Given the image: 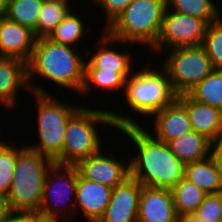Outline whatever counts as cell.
<instances>
[{
  "label": "cell",
  "instance_id": "ba28073f",
  "mask_svg": "<svg viewBox=\"0 0 222 222\" xmlns=\"http://www.w3.org/2000/svg\"><path fill=\"white\" fill-rule=\"evenodd\" d=\"M165 52L170 55L163 65L177 95L188 94L215 70L202 46L178 47Z\"/></svg>",
  "mask_w": 222,
  "mask_h": 222
},
{
  "label": "cell",
  "instance_id": "7a4b0ae2",
  "mask_svg": "<svg viewBox=\"0 0 222 222\" xmlns=\"http://www.w3.org/2000/svg\"><path fill=\"white\" fill-rule=\"evenodd\" d=\"M75 48L56 43L48 37L36 39L27 62V79L32 93L47 94L42 87L31 84L36 75L54 82L56 87L81 92L84 84L85 60ZM34 76V77H33Z\"/></svg>",
  "mask_w": 222,
  "mask_h": 222
},
{
  "label": "cell",
  "instance_id": "52a82bcc",
  "mask_svg": "<svg viewBox=\"0 0 222 222\" xmlns=\"http://www.w3.org/2000/svg\"><path fill=\"white\" fill-rule=\"evenodd\" d=\"M37 98V127L39 141L29 146L54 161L61 153L64 145L65 129L70 116L79 106L60 102L50 94L33 93Z\"/></svg>",
  "mask_w": 222,
  "mask_h": 222
},
{
  "label": "cell",
  "instance_id": "8fae6325",
  "mask_svg": "<svg viewBox=\"0 0 222 222\" xmlns=\"http://www.w3.org/2000/svg\"><path fill=\"white\" fill-rule=\"evenodd\" d=\"M141 188L131 176L112 188L109 204L98 222H137Z\"/></svg>",
  "mask_w": 222,
  "mask_h": 222
},
{
  "label": "cell",
  "instance_id": "3957f363",
  "mask_svg": "<svg viewBox=\"0 0 222 222\" xmlns=\"http://www.w3.org/2000/svg\"><path fill=\"white\" fill-rule=\"evenodd\" d=\"M117 115L115 112L79 107L71 116L65 129L62 153L54 160L61 165H77L81 160L96 154L100 150V137L97 124H106L113 128L140 125L135 118ZM97 123V124H96Z\"/></svg>",
  "mask_w": 222,
  "mask_h": 222
},
{
  "label": "cell",
  "instance_id": "ffe728a7",
  "mask_svg": "<svg viewBox=\"0 0 222 222\" xmlns=\"http://www.w3.org/2000/svg\"><path fill=\"white\" fill-rule=\"evenodd\" d=\"M184 177L207 194L222 192V172L209 155L185 165Z\"/></svg>",
  "mask_w": 222,
  "mask_h": 222
},
{
  "label": "cell",
  "instance_id": "836d02e7",
  "mask_svg": "<svg viewBox=\"0 0 222 222\" xmlns=\"http://www.w3.org/2000/svg\"><path fill=\"white\" fill-rule=\"evenodd\" d=\"M178 222H205L196 213H188L178 216Z\"/></svg>",
  "mask_w": 222,
  "mask_h": 222
},
{
  "label": "cell",
  "instance_id": "5bb4252c",
  "mask_svg": "<svg viewBox=\"0 0 222 222\" xmlns=\"http://www.w3.org/2000/svg\"><path fill=\"white\" fill-rule=\"evenodd\" d=\"M112 188L99 182L83 178L78 171L75 203L72 209L81 210V213L90 222H98L109 204ZM77 206V207H76ZM75 207V208H74Z\"/></svg>",
  "mask_w": 222,
  "mask_h": 222
},
{
  "label": "cell",
  "instance_id": "e0dca14e",
  "mask_svg": "<svg viewBox=\"0 0 222 222\" xmlns=\"http://www.w3.org/2000/svg\"><path fill=\"white\" fill-rule=\"evenodd\" d=\"M29 91L27 63L21 59L0 57V104L13 108L22 88Z\"/></svg>",
  "mask_w": 222,
  "mask_h": 222
},
{
  "label": "cell",
  "instance_id": "e575fe53",
  "mask_svg": "<svg viewBox=\"0 0 222 222\" xmlns=\"http://www.w3.org/2000/svg\"><path fill=\"white\" fill-rule=\"evenodd\" d=\"M1 222H25V214L8 213Z\"/></svg>",
  "mask_w": 222,
  "mask_h": 222
},
{
  "label": "cell",
  "instance_id": "277c9868",
  "mask_svg": "<svg viewBox=\"0 0 222 222\" xmlns=\"http://www.w3.org/2000/svg\"><path fill=\"white\" fill-rule=\"evenodd\" d=\"M53 163L38 151L23 146L17 153L13 180L5 198L9 213L38 214L44 181Z\"/></svg>",
  "mask_w": 222,
  "mask_h": 222
},
{
  "label": "cell",
  "instance_id": "4dcf8cb0",
  "mask_svg": "<svg viewBox=\"0 0 222 222\" xmlns=\"http://www.w3.org/2000/svg\"><path fill=\"white\" fill-rule=\"evenodd\" d=\"M195 213L205 222H220L222 217V192L207 194Z\"/></svg>",
  "mask_w": 222,
  "mask_h": 222
},
{
  "label": "cell",
  "instance_id": "cb8c5ba5",
  "mask_svg": "<svg viewBox=\"0 0 222 222\" xmlns=\"http://www.w3.org/2000/svg\"><path fill=\"white\" fill-rule=\"evenodd\" d=\"M132 74L131 72H108L102 69H85L84 84L79 94L87 95L92 87L114 91L121 89L125 85V80ZM94 84V85H93ZM93 85V86H92Z\"/></svg>",
  "mask_w": 222,
  "mask_h": 222
},
{
  "label": "cell",
  "instance_id": "5b68a950",
  "mask_svg": "<svg viewBox=\"0 0 222 222\" xmlns=\"http://www.w3.org/2000/svg\"><path fill=\"white\" fill-rule=\"evenodd\" d=\"M166 7V0H133L104 29L120 43H140L151 48L157 42Z\"/></svg>",
  "mask_w": 222,
  "mask_h": 222
},
{
  "label": "cell",
  "instance_id": "d6a6232c",
  "mask_svg": "<svg viewBox=\"0 0 222 222\" xmlns=\"http://www.w3.org/2000/svg\"><path fill=\"white\" fill-rule=\"evenodd\" d=\"M210 156L222 172V133L210 143Z\"/></svg>",
  "mask_w": 222,
  "mask_h": 222
},
{
  "label": "cell",
  "instance_id": "74e56055",
  "mask_svg": "<svg viewBox=\"0 0 222 222\" xmlns=\"http://www.w3.org/2000/svg\"><path fill=\"white\" fill-rule=\"evenodd\" d=\"M9 0H0V16L3 17L6 14Z\"/></svg>",
  "mask_w": 222,
  "mask_h": 222
},
{
  "label": "cell",
  "instance_id": "603a6c76",
  "mask_svg": "<svg viewBox=\"0 0 222 222\" xmlns=\"http://www.w3.org/2000/svg\"><path fill=\"white\" fill-rule=\"evenodd\" d=\"M175 210L178 216L195 213L207 193L183 177L172 189Z\"/></svg>",
  "mask_w": 222,
  "mask_h": 222
},
{
  "label": "cell",
  "instance_id": "1f68e13d",
  "mask_svg": "<svg viewBox=\"0 0 222 222\" xmlns=\"http://www.w3.org/2000/svg\"><path fill=\"white\" fill-rule=\"evenodd\" d=\"M106 15L107 27L121 14L133 0H93Z\"/></svg>",
  "mask_w": 222,
  "mask_h": 222
},
{
  "label": "cell",
  "instance_id": "f1b7e54d",
  "mask_svg": "<svg viewBox=\"0 0 222 222\" xmlns=\"http://www.w3.org/2000/svg\"><path fill=\"white\" fill-rule=\"evenodd\" d=\"M215 69H222V19L207 25L201 45Z\"/></svg>",
  "mask_w": 222,
  "mask_h": 222
},
{
  "label": "cell",
  "instance_id": "4fadbf2b",
  "mask_svg": "<svg viewBox=\"0 0 222 222\" xmlns=\"http://www.w3.org/2000/svg\"><path fill=\"white\" fill-rule=\"evenodd\" d=\"M137 222H178L172 191L142 186Z\"/></svg>",
  "mask_w": 222,
  "mask_h": 222
},
{
  "label": "cell",
  "instance_id": "2e32d148",
  "mask_svg": "<svg viewBox=\"0 0 222 222\" xmlns=\"http://www.w3.org/2000/svg\"><path fill=\"white\" fill-rule=\"evenodd\" d=\"M177 99L186 107L192 130L210 141L222 133V110L200 103L189 94L178 95Z\"/></svg>",
  "mask_w": 222,
  "mask_h": 222
},
{
  "label": "cell",
  "instance_id": "4316f807",
  "mask_svg": "<svg viewBox=\"0 0 222 222\" xmlns=\"http://www.w3.org/2000/svg\"><path fill=\"white\" fill-rule=\"evenodd\" d=\"M43 0H9L5 16L34 31Z\"/></svg>",
  "mask_w": 222,
  "mask_h": 222
},
{
  "label": "cell",
  "instance_id": "8d00e7d4",
  "mask_svg": "<svg viewBox=\"0 0 222 222\" xmlns=\"http://www.w3.org/2000/svg\"><path fill=\"white\" fill-rule=\"evenodd\" d=\"M6 201L4 198L0 197V222L3 220V218L8 214Z\"/></svg>",
  "mask_w": 222,
  "mask_h": 222
},
{
  "label": "cell",
  "instance_id": "7402d4cb",
  "mask_svg": "<svg viewBox=\"0 0 222 222\" xmlns=\"http://www.w3.org/2000/svg\"><path fill=\"white\" fill-rule=\"evenodd\" d=\"M69 0H43L36 24V38L49 37L71 11Z\"/></svg>",
  "mask_w": 222,
  "mask_h": 222
},
{
  "label": "cell",
  "instance_id": "d4e9b609",
  "mask_svg": "<svg viewBox=\"0 0 222 222\" xmlns=\"http://www.w3.org/2000/svg\"><path fill=\"white\" fill-rule=\"evenodd\" d=\"M188 94L200 103L222 110V70L215 69Z\"/></svg>",
  "mask_w": 222,
  "mask_h": 222
},
{
  "label": "cell",
  "instance_id": "d6986e66",
  "mask_svg": "<svg viewBox=\"0 0 222 222\" xmlns=\"http://www.w3.org/2000/svg\"><path fill=\"white\" fill-rule=\"evenodd\" d=\"M102 38L100 37L101 46L98 45L99 51H95L88 62L85 61V69H102L108 72H131V56L129 52H117L111 49L110 44L119 40L110 36L105 30ZM110 43V44H109ZM110 46V48L108 47ZM129 53V54H128Z\"/></svg>",
  "mask_w": 222,
  "mask_h": 222
},
{
  "label": "cell",
  "instance_id": "f35d334b",
  "mask_svg": "<svg viewBox=\"0 0 222 222\" xmlns=\"http://www.w3.org/2000/svg\"><path fill=\"white\" fill-rule=\"evenodd\" d=\"M4 143H3V141L2 140H0V147L3 145Z\"/></svg>",
  "mask_w": 222,
  "mask_h": 222
},
{
  "label": "cell",
  "instance_id": "6da1fadb",
  "mask_svg": "<svg viewBox=\"0 0 222 222\" xmlns=\"http://www.w3.org/2000/svg\"><path fill=\"white\" fill-rule=\"evenodd\" d=\"M120 130L137 148V156L129 161V176L142 186L171 190L184 177L185 165L172 153L168 143L156 139L141 125Z\"/></svg>",
  "mask_w": 222,
  "mask_h": 222
},
{
  "label": "cell",
  "instance_id": "83f0119b",
  "mask_svg": "<svg viewBox=\"0 0 222 222\" xmlns=\"http://www.w3.org/2000/svg\"><path fill=\"white\" fill-rule=\"evenodd\" d=\"M84 28H86L84 27V22L72 10L58 24L48 38L59 44L76 47L74 44L84 39Z\"/></svg>",
  "mask_w": 222,
  "mask_h": 222
},
{
  "label": "cell",
  "instance_id": "8992f818",
  "mask_svg": "<svg viewBox=\"0 0 222 222\" xmlns=\"http://www.w3.org/2000/svg\"><path fill=\"white\" fill-rule=\"evenodd\" d=\"M142 68L125 80L127 105L139 115L153 116L178 97L165 68L161 71ZM162 72V73H161Z\"/></svg>",
  "mask_w": 222,
  "mask_h": 222
},
{
  "label": "cell",
  "instance_id": "9a60e30c",
  "mask_svg": "<svg viewBox=\"0 0 222 222\" xmlns=\"http://www.w3.org/2000/svg\"><path fill=\"white\" fill-rule=\"evenodd\" d=\"M36 39L31 29L6 16L0 18V57L17 58L27 63Z\"/></svg>",
  "mask_w": 222,
  "mask_h": 222
},
{
  "label": "cell",
  "instance_id": "30bf717a",
  "mask_svg": "<svg viewBox=\"0 0 222 222\" xmlns=\"http://www.w3.org/2000/svg\"><path fill=\"white\" fill-rule=\"evenodd\" d=\"M206 27L203 20L166 7L157 42L150 49L159 53L160 49L201 46Z\"/></svg>",
  "mask_w": 222,
  "mask_h": 222
},
{
  "label": "cell",
  "instance_id": "44dd1931",
  "mask_svg": "<svg viewBox=\"0 0 222 222\" xmlns=\"http://www.w3.org/2000/svg\"><path fill=\"white\" fill-rule=\"evenodd\" d=\"M210 143L204 135L192 130L168 142L172 153L184 164L193 163L210 155Z\"/></svg>",
  "mask_w": 222,
  "mask_h": 222
},
{
  "label": "cell",
  "instance_id": "ac0fdd59",
  "mask_svg": "<svg viewBox=\"0 0 222 222\" xmlns=\"http://www.w3.org/2000/svg\"><path fill=\"white\" fill-rule=\"evenodd\" d=\"M153 116L156 132L153 136L165 143L192 131L186 107L178 99Z\"/></svg>",
  "mask_w": 222,
  "mask_h": 222
},
{
  "label": "cell",
  "instance_id": "7c38bea8",
  "mask_svg": "<svg viewBox=\"0 0 222 222\" xmlns=\"http://www.w3.org/2000/svg\"><path fill=\"white\" fill-rule=\"evenodd\" d=\"M101 152L81 160L76 167L83 178L114 188L129 177V164Z\"/></svg>",
  "mask_w": 222,
  "mask_h": 222
},
{
  "label": "cell",
  "instance_id": "484cf974",
  "mask_svg": "<svg viewBox=\"0 0 222 222\" xmlns=\"http://www.w3.org/2000/svg\"><path fill=\"white\" fill-rule=\"evenodd\" d=\"M166 6L175 12L197 17L207 25L217 21L221 16L212 0H166Z\"/></svg>",
  "mask_w": 222,
  "mask_h": 222
},
{
  "label": "cell",
  "instance_id": "d590c367",
  "mask_svg": "<svg viewBox=\"0 0 222 222\" xmlns=\"http://www.w3.org/2000/svg\"><path fill=\"white\" fill-rule=\"evenodd\" d=\"M25 222H58V221H52L46 218L39 217L37 215L25 214Z\"/></svg>",
  "mask_w": 222,
  "mask_h": 222
},
{
  "label": "cell",
  "instance_id": "f546056e",
  "mask_svg": "<svg viewBox=\"0 0 222 222\" xmlns=\"http://www.w3.org/2000/svg\"><path fill=\"white\" fill-rule=\"evenodd\" d=\"M4 144L0 147V197L6 198L13 180L14 168L17 153L23 148H15L11 144Z\"/></svg>",
  "mask_w": 222,
  "mask_h": 222
},
{
  "label": "cell",
  "instance_id": "9c48e42d",
  "mask_svg": "<svg viewBox=\"0 0 222 222\" xmlns=\"http://www.w3.org/2000/svg\"><path fill=\"white\" fill-rule=\"evenodd\" d=\"M77 181L78 168L76 165L53 163L50 166L44 181L43 196L37 216L58 222L60 216L65 217L66 215L64 214H66L65 212L67 211V208H69L66 204V202L69 203V201H67L68 198L65 197L67 196L71 198L72 195L75 197ZM64 199H66V202L63 201ZM60 202L62 206L64 203L66 208L58 207ZM61 211L64 212L60 214Z\"/></svg>",
  "mask_w": 222,
  "mask_h": 222
}]
</instances>
